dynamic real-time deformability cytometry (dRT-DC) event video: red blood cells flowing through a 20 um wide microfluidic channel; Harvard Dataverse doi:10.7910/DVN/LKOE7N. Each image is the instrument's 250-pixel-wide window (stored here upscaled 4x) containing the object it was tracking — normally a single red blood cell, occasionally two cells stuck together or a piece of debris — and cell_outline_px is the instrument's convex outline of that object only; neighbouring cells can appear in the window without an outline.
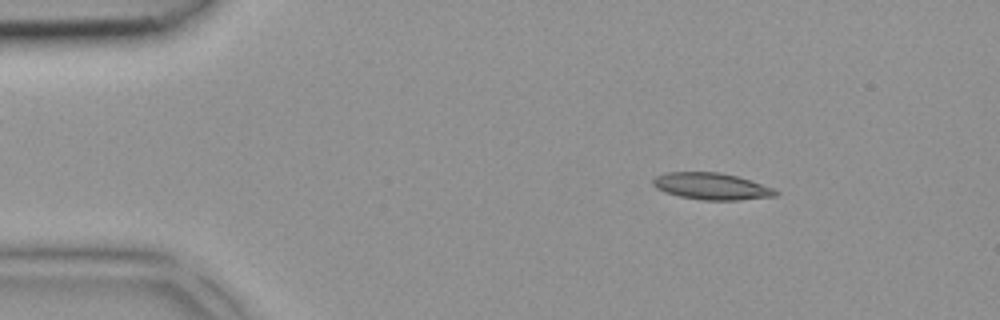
{"species": "common noctule bat (a hibernating species)", "species_latin": "Nyctalus noctula", "temperature_condition": "room temperature", "stored_images_in_passage": 4, "camera_frame_rate_fps": 3000, "um_per_image_px": 0.085, "animal": {"sex": "female", "body_mass_g": 18.4}, "frame": {"image": 1, "passage_image": 1, "time_ms": 0.0, "image_size_px": [1000, 320], "cell_outline_px": [[780, 192], [776, 196], [740, 200], [704, 200], [680, 196], [664, 192], [656, 188], [652, 184], [652, 180], [656, 176], [668, 172], [720, 172], [752, 180], [776, 188]], "centroid_in_image_um": [60.53, 15.83], "position_along_channel_um": 24.5, "area_um2": 19.31}}
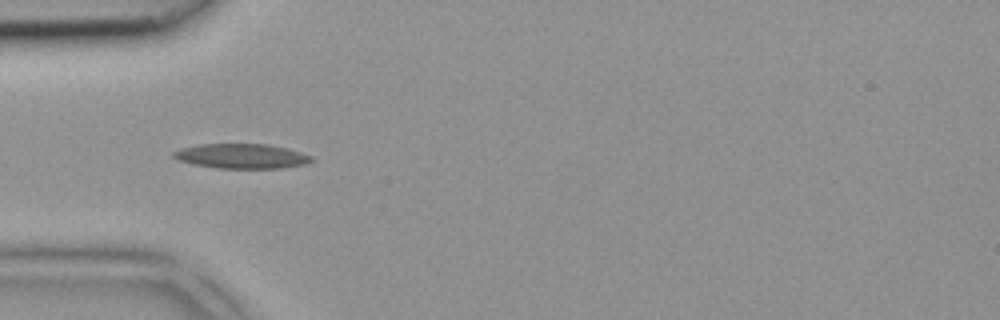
{"frame": {"image": 2, "passage_image": 3, "time_ms": 0.667, "image_size_px": [1000, 320], "cell_outline_px": [[312, 160], [304, 164], [280, 168], [216, 168], [192, 164], [180, 160], [172, 156], [172, 152], [180, 148], [200, 144], [268, 144], [288, 148], [312, 156]], "centroid_in_image_um": [20.51, 13.26], "position_along_channel_um": 64.5, "area_um2": 19.83}}